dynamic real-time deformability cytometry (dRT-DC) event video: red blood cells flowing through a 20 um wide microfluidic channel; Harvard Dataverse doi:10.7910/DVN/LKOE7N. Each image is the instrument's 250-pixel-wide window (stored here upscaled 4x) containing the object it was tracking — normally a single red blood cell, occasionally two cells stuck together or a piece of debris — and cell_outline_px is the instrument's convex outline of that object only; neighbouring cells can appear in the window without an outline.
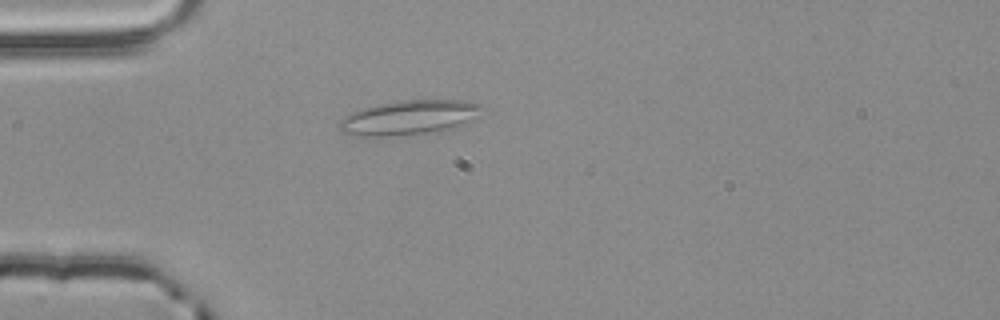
{"species": "common noctule bat (a hibernating species)", "species_latin": "Nyctalus noctula", "temperature_condition": "room temperature", "stored_images_in_passage": 4, "camera_frame_rate_fps": 3000, "um_per_image_px": 0.085, "animal": {"sex": "male", "body_mass_g": 20.4}, "frame": {"image": 1, "passage_image": 4, "time_ms": 1.0, "image_size_px": [1000, 320], "cell_outline_px": [[484, 108], [464, 124], [456, 128], [424, 132], [388, 136], [360, 136], [340, 132], [340, 120], [344, 116], [360, 108], [400, 100], [464, 100], [480, 104]], "centroid_in_image_um": [34.74, 9.98], "position_along_channel_um": 50.3, "area_um2": 28.32}}